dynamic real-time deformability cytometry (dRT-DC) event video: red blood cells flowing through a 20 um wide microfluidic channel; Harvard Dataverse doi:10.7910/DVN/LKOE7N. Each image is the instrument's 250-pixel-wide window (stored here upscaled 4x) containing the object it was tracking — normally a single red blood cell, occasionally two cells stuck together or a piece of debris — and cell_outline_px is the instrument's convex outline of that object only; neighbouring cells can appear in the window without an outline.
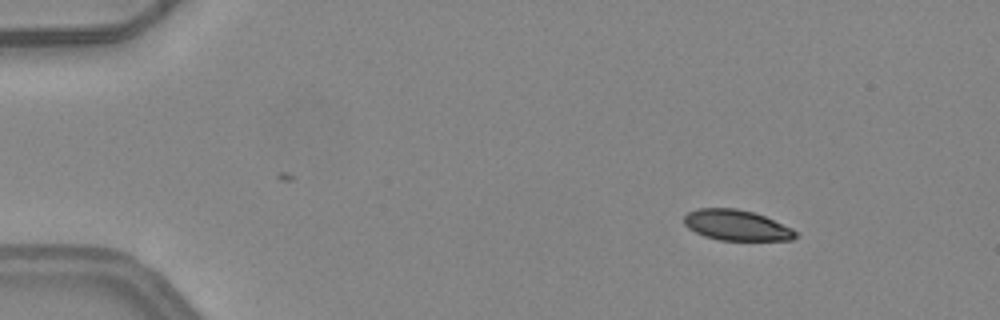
{"species": "common noctule bat (a hibernating species)", "species_latin": "Nyctalus noctula", "temperature_condition": "warm", "stored_images_in_passage": 5, "camera_frame_rate_fps": 3000, "um_per_image_px": 0.085, "animal": {"sex": "female", "body_mass_g": 24.6, "forearm_length_mm": 56.2}, "frame": {"image": 1, "passage_image": 2, "time_ms": 0.333, "image_size_px": [1000, 320], "cell_outline_px": [[796, 236], [792, 240], [720, 240], [704, 236], [688, 228], [684, 224], [684, 216], [688, 212], [696, 208], [736, 208], [752, 212], [764, 216], [792, 228], [796, 232]], "centroid_in_image_um": [62.57, 19.14], "position_along_channel_um": 22.4, "area_um2": 19.77}}
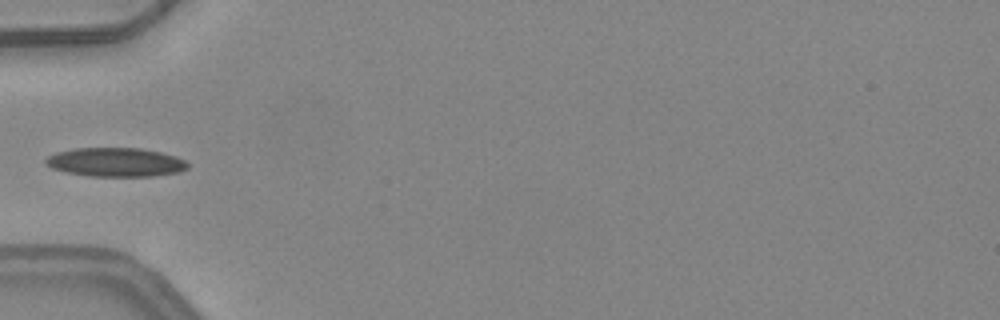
{"frame": {"image": 2, "passage_image": 5, "time_ms": 1.333, "image_size_px": [1000, 320], "cell_outline_px": [[188, 168], [180, 172], [152, 176], [88, 176], [64, 172], [52, 168], [44, 164], [44, 160], [48, 156], [56, 152], [76, 148], [140, 148], [160, 152], [176, 156], [184, 160], [188, 164]], "centroid_in_image_um": [9.8, 13.79], "position_along_channel_um": 75.2, "area_um2": 24.04}}